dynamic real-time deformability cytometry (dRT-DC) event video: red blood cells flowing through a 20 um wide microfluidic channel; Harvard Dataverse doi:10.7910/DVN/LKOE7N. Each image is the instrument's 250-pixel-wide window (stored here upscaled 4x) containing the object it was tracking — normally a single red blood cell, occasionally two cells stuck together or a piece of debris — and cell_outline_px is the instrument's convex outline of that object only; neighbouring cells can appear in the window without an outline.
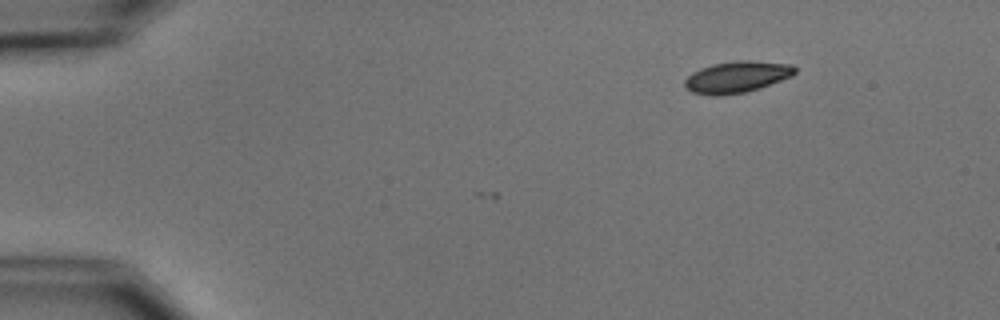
{"species": "common noctule bat (a hibernating species)", "species_latin": "Nyctalus noctula", "temperature_condition": "cold", "stored_images_in_passage": 2, "camera_frame_rate_fps": 3000, "um_per_image_px": 0.085, "animal": {"sex": "male", "body_mass_g": 15.6}, "frame": {"image": 1, "passage_image": 2, "time_ms": 1.0, "image_size_px": [1000, 320], "cell_outline_px": [[796, 72], [792, 76], [760, 88], [744, 92], [720, 96], [712, 96], [692, 92], [684, 84], [684, 80], [692, 72], [700, 68], [712, 64], [740, 60], [748, 60], [792, 64], [796, 68]], "centroid_in_image_um": [62.63, 6.54], "position_along_channel_um": 22.4, "area_um2": 20.23}}